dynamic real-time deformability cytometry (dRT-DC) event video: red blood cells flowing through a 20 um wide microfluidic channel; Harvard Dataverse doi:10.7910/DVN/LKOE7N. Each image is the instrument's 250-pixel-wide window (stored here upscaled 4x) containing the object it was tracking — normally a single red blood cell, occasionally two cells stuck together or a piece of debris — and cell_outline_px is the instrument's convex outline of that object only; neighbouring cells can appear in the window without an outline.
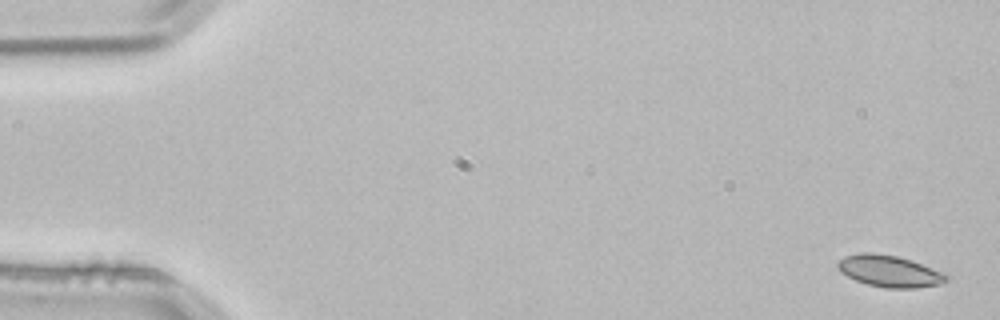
{"species": "common noctule bat (a hibernating species)", "species_latin": "Nyctalus noctula", "temperature_condition": "room temperature", "stored_images_in_passage": 4, "camera_frame_rate_fps": 3000, "um_per_image_px": 0.085, "animal": {"sex": "male", "body_mass_g": 21.5, "forearm_length_mm": 52.0}, "frame": {"image": 1, "passage_image": 1, "time_ms": 0.0, "image_size_px": [1000, 320], "cell_outline_px": [[948, 280], [940, 284], [916, 288], [884, 288], [868, 284], [856, 280], [840, 272], [836, 268], [836, 264], [844, 256], [864, 252], [872, 252], [896, 256], [912, 260], [944, 272], [948, 276]], "centroid_in_image_um": [75.6, 23.04], "position_along_channel_um": 9.4, "area_um2": 20.11}}
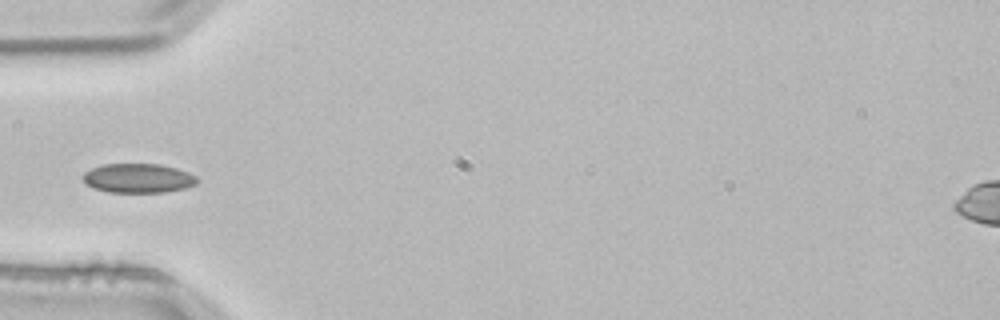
{"frame": {"image": 2, "passage_image": 4, "time_ms": 1.0, "image_size_px": [1000, 320], "cell_outline_px": [[196, 184], [184, 188], [164, 192], [108, 192], [92, 188], [84, 180], [84, 172], [92, 168], [104, 164], [160, 164], [176, 168], [188, 172], [196, 176]], "centroid_in_image_um": [11.74, 15.14], "position_along_channel_um": 73.3, "area_um2": 19.31}}